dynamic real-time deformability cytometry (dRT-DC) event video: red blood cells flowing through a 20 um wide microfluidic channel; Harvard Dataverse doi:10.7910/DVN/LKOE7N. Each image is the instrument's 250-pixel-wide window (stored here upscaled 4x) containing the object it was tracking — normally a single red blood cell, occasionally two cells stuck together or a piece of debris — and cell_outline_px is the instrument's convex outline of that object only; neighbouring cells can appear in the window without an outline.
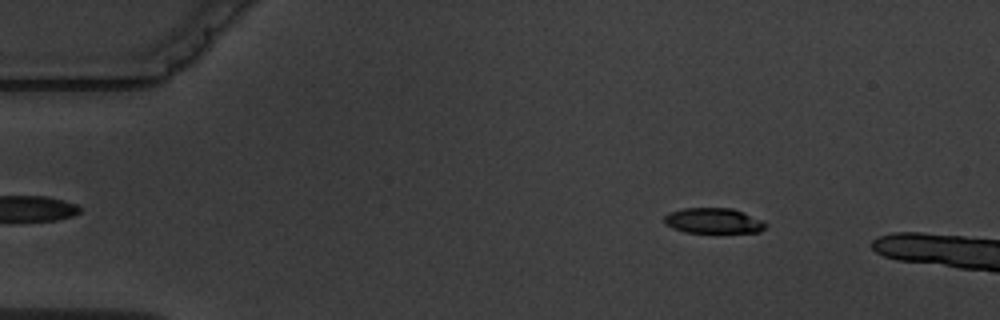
{"species": "common noctule bat (a hibernating species)", "species_latin": "Nyctalus noctula", "temperature_condition": "warm", "stored_images_in_passage": 2, "camera_frame_rate_fps": 3000, "um_per_image_px": 0.085, "animal": {"sex": "male", "body_mass_g": 19.5, "forearm_length_mm": 54.6}, "frame": {"image": 1, "passage_image": 1, "time_ms": 0.0, "image_size_px": [1000, 320], "cell_outline_px": [[768, 224], [760, 232], [684, 232], [672, 228], [664, 224], [664, 216], [668, 212], [684, 208], [732, 208], [744, 212], [764, 220]], "centroid_in_image_um": [60.64, 18.75], "position_along_channel_um": 24.4, "area_um2": 15.14}}